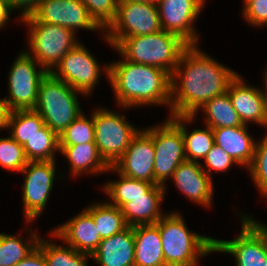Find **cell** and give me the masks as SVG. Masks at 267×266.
Returning a JSON list of instances; mask_svg holds the SVG:
<instances>
[{"label": "cell", "mask_w": 267, "mask_h": 266, "mask_svg": "<svg viewBox=\"0 0 267 266\" xmlns=\"http://www.w3.org/2000/svg\"><path fill=\"white\" fill-rule=\"evenodd\" d=\"M197 46L186 47L171 75L170 116H196L207 101L227 92L238 75Z\"/></svg>", "instance_id": "6da1fadb"}, {"label": "cell", "mask_w": 267, "mask_h": 266, "mask_svg": "<svg viewBox=\"0 0 267 266\" xmlns=\"http://www.w3.org/2000/svg\"><path fill=\"white\" fill-rule=\"evenodd\" d=\"M103 68L118 106L129 109L171 102V75L160 68L134 63L125 58Z\"/></svg>", "instance_id": "7a4b0ae2"}, {"label": "cell", "mask_w": 267, "mask_h": 266, "mask_svg": "<svg viewBox=\"0 0 267 266\" xmlns=\"http://www.w3.org/2000/svg\"><path fill=\"white\" fill-rule=\"evenodd\" d=\"M166 266H197L214 253V238L189 230L180 213L168 212L157 223Z\"/></svg>", "instance_id": "3957f363"}, {"label": "cell", "mask_w": 267, "mask_h": 266, "mask_svg": "<svg viewBox=\"0 0 267 266\" xmlns=\"http://www.w3.org/2000/svg\"><path fill=\"white\" fill-rule=\"evenodd\" d=\"M188 44L179 36L161 30L144 36L123 38L114 49L134 63L154 66L173 74Z\"/></svg>", "instance_id": "277c9868"}, {"label": "cell", "mask_w": 267, "mask_h": 266, "mask_svg": "<svg viewBox=\"0 0 267 266\" xmlns=\"http://www.w3.org/2000/svg\"><path fill=\"white\" fill-rule=\"evenodd\" d=\"M78 93L83 94L50 72L39 84L34 110L58 136L82 113Z\"/></svg>", "instance_id": "5b68a950"}, {"label": "cell", "mask_w": 267, "mask_h": 266, "mask_svg": "<svg viewBox=\"0 0 267 266\" xmlns=\"http://www.w3.org/2000/svg\"><path fill=\"white\" fill-rule=\"evenodd\" d=\"M20 22L29 26L27 52L47 72L54 70L60 60L80 41L76 33L67 27L39 22L32 14L20 17Z\"/></svg>", "instance_id": "8992f818"}, {"label": "cell", "mask_w": 267, "mask_h": 266, "mask_svg": "<svg viewBox=\"0 0 267 266\" xmlns=\"http://www.w3.org/2000/svg\"><path fill=\"white\" fill-rule=\"evenodd\" d=\"M93 122L99 154L109 166H113L139 129L128 122L125 115L101 106L93 111Z\"/></svg>", "instance_id": "52a82bcc"}, {"label": "cell", "mask_w": 267, "mask_h": 266, "mask_svg": "<svg viewBox=\"0 0 267 266\" xmlns=\"http://www.w3.org/2000/svg\"><path fill=\"white\" fill-rule=\"evenodd\" d=\"M161 30L157 5L119 0L116 17L102 36L114 48L125 37Z\"/></svg>", "instance_id": "ba28073f"}, {"label": "cell", "mask_w": 267, "mask_h": 266, "mask_svg": "<svg viewBox=\"0 0 267 266\" xmlns=\"http://www.w3.org/2000/svg\"><path fill=\"white\" fill-rule=\"evenodd\" d=\"M36 65L40 69L37 70ZM48 72L26 50L21 51L8 73V93L5 101L10 111L34 109L38 101L39 84Z\"/></svg>", "instance_id": "9c48e42d"}, {"label": "cell", "mask_w": 267, "mask_h": 266, "mask_svg": "<svg viewBox=\"0 0 267 266\" xmlns=\"http://www.w3.org/2000/svg\"><path fill=\"white\" fill-rule=\"evenodd\" d=\"M145 131L153 140L154 180L166 187V180L171 179L177 167L186 161L181 129L168 117L162 125L145 128Z\"/></svg>", "instance_id": "30bf717a"}, {"label": "cell", "mask_w": 267, "mask_h": 266, "mask_svg": "<svg viewBox=\"0 0 267 266\" xmlns=\"http://www.w3.org/2000/svg\"><path fill=\"white\" fill-rule=\"evenodd\" d=\"M240 218L241 231L237 238L214 239V252L231 254L236 266H267V236L247 214Z\"/></svg>", "instance_id": "8fae6325"}, {"label": "cell", "mask_w": 267, "mask_h": 266, "mask_svg": "<svg viewBox=\"0 0 267 266\" xmlns=\"http://www.w3.org/2000/svg\"><path fill=\"white\" fill-rule=\"evenodd\" d=\"M88 50L83 43H79L60 60L55 70L50 72L84 96L92 94L103 72L98 59Z\"/></svg>", "instance_id": "7c38bea8"}, {"label": "cell", "mask_w": 267, "mask_h": 266, "mask_svg": "<svg viewBox=\"0 0 267 266\" xmlns=\"http://www.w3.org/2000/svg\"><path fill=\"white\" fill-rule=\"evenodd\" d=\"M55 161L28 162L20 173L25 174L22 201L27 223L40 217L49 200L56 176Z\"/></svg>", "instance_id": "4fadbf2b"}, {"label": "cell", "mask_w": 267, "mask_h": 266, "mask_svg": "<svg viewBox=\"0 0 267 266\" xmlns=\"http://www.w3.org/2000/svg\"><path fill=\"white\" fill-rule=\"evenodd\" d=\"M206 0H159L158 14L162 30L179 36L188 45H198L194 25Z\"/></svg>", "instance_id": "5bb4252c"}, {"label": "cell", "mask_w": 267, "mask_h": 266, "mask_svg": "<svg viewBox=\"0 0 267 266\" xmlns=\"http://www.w3.org/2000/svg\"><path fill=\"white\" fill-rule=\"evenodd\" d=\"M155 151L152 137L143 129L132 138L124 154L108 171L159 185L154 180Z\"/></svg>", "instance_id": "9a60e30c"}, {"label": "cell", "mask_w": 267, "mask_h": 266, "mask_svg": "<svg viewBox=\"0 0 267 266\" xmlns=\"http://www.w3.org/2000/svg\"><path fill=\"white\" fill-rule=\"evenodd\" d=\"M31 14L39 22L67 27L76 34L78 29L104 33L80 0H40Z\"/></svg>", "instance_id": "2e32d148"}, {"label": "cell", "mask_w": 267, "mask_h": 266, "mask_svg": "<svg viewBox=\"0 0 267 266\" xmlns=\"http://www.w3.org/2000/svg\"><path fill=\"white\" fill-rule=\"evenodd\" d=\"M200 162L184 161L174 171L171 180L175 187L193 203L211 207L213 179L203 170Z\"/></svg>", "instance_id": "e0dca14e"}, {"label": "cell", "mask_w": 267, "mask_h": 266, "mask_svg": "<svg viewBox=\"0 0 267 266\" xmlns=\"http://www.w3.org/2000/svg\"><path fill=\"white\" fill-rule=\"evenodd\" d=\"M51 236L63 240L76 251L92 255L101 242L93 217L84 209L72 219L51 231Z\"/></svg>", "instance_id": "ac0fdd59"}, {"label": "cell", "mask_w": 267, "mask_h": 266, "mask_svg": "<svg viewBox=\"0 0 267 266\" xmlns=\"http://www.w3.org/2000/svg\"><path fill=\"white\" fill-rule=\"evenodd\" d=\"M227 93L244 125L254 122L265 127L264 99L260 88L245 84L238 73L230 82Z\"/></svg>", "instance_id": "d6986e66"}, {"label": "cell", "mask_w": 267, "mask_h": 266, "mask_svg": "<svg viewBox=\"0 0 267 266\" xmlns=\"http://www.w3.org/2000/svg\"><path fill=\"white\" fill-rule=\"evenodd\" d=\"M166 187L154 185L145 195L130 198L120 209L128 226L156 224L164 215L161 212Z\"/></svg>", "instance_id": "ffe728a7"}, {"label": "cell", "mask_w": 267, "mask_h": 266, "mask_svg": "<svg viewBox=\"0 0 267 266\" xmlns=\"http://www.w3.org/2000/svg\"><path fill=\"white\" fill-rule=\"evenodd\" d=\"M93 260L100 266H134L135 243L132 226L102 239Z\"/></svg>", "instance_id": "44dd1931"}, {"label": "cell", "mask_w": 267, "mask_h": 266, "mask_svg": "<svg viewBox=\"0 0 267 266\" xmlns=\"http://www.w3.org/2000/svg\"><path fill=\"white\" fill-rule=\"evenodd\" d=\"M248 125L214 128V143L225 150L240 166L249 168L255 153L256 143L250 136Z\"/></svg>", "instance_id": "7402d4cb"}, {"label": "cell", "mask_w": 267, "mask_h": 266, "mask_svg": "<svg viewBox=\"0 0 267 266\" xmlns=\"http://www.w3.org/2000/svg\"><path fill=\"white\" fill-rule=\"evenodd\" d=\"M134 266H166L159 227L156 224L133 226Z\"/></svg>", "instance_id": "603a6c76"}, {"label": "cell", "mask_w": 267, "mask_h": 266, "mask_svg": "<svg viewBox=\"0 0 267 266\" xmlns=\"http://www.w3.org/2000/svg\"><path fill=\"white\" fill-rule=\"evenodd\" d=\"M59 152L69 162L71 174L75 177L83 173L102 174L107 172L109 165L100 156L95 142L78 145H59Z\"/></svg>", "instance_id": "cb8c5ba5"}, {"label": "cell", "mask_w": 267, "mask_h": 266, "mask_svg": "<svg viewBox=\"0 0 267 266\" xmlns=\"http://www.w3.org/2000/svg\"><path fill=\"white\" fill-rule=\"evenodd\" d=\"M181 129L184 140V151L187 161L199 162V159H204L206 154L214 146L213 129L207 125L206 129H195L189 133L186 128L188 123H192L196 116L180 115L169 116ZM187 123V124H186ZM188 130V131H187Z\"/></svg>", "instance_id": "d4e9b609"}, {"label": "cell", "mask_w": 267, "mask_h": 266, "mask_svg": "<svg viewBox=\"0 0 267 266\" xmlns=\"http://www.w3.org/2000/svg\"><path fill=\"white\" fill-rule=\"evenodd\" d=\"M27 231L31 234L29 240L24 241L21 235L0 233V266H16L35 250L40 240L39 234L28 228Z\"/></svg>", "instance_id": "484cf974"}, {"label": "cell", "mask_w": 267, "mask_h": 266, "mask_svg": "<svg viewBox=\"0 0 267 266\" xmlns=\"http://www.w3.org/2000/svg\"><path fill=\"white\" fill-rule=\"evenodd\" d=\"M87 207L84 209L93 217L101 239L113 236L128 227L121 209L109 202H96Z\"/></svg>", "instance_id": "4316f807"}, {"label": "cell", "mask_w": 267, "mask_h": 266, "mask_svg": "<svg viewBox=\"0 0 267 266\" xmlns=\"http://www.w3.org/2000/svg\"><path fill=\"white\" fill-rule=\"evenodd\" d=\"M201 109L204 112L203 114H206L205 125L212 129L243 125L227 92L207 101Z\"/></svg>", "instance_id": "83f0119b"}, {"label": "cell", "mask_w": 267, "mask_h": 266, "mask_svg": "<svg viewBox=\"0 0 267 266\" xmlns=\"http://www.w3.org/2000/svg\"><path fill=\"white\" fill-rule=\"evenodd\" d=\"M44 125L41 115L34 109L13 110L9 113L6 129H9V135L23 146Z\"/></svg>", "instance_id": "f1b7e54d"}, {"label": "cell", "mask_w": 267, "mask_h": 266, "mask_svg": "<svg viewBox=\"0 0 267 266\" xmlns=\"http://www.w3.org/2000/svg\"><path fill=\"white\" fill-rule=\"evenodd\" d=\"M28 162L56 161V151L59 152V137L47 125H44L28 142L23 145Z\"/></svg>", "instance_id": "f546056e"}, {"label": "cell", "mask_w": 267, "mask_h": 266, "mask_svg": "<svg viewBox=\"0 0 267 266\" xmlns=\"http://www.w3.org/2000/svg\"><path fill=\"white\" fill-rule=\"evenodd\" d=\"M119 180L106 182L103 191L108 194L111 205L121 208L132 196L145 195L155 184L126 177L120 173Z\"/></svg>", "instance_id": "4dcf8cb0"}, {"label": "cell", "mask_w": 267, "mask_h": 266, "mask_svg": "<svg viewBox=\"0 0 267 266\" xmlns=\"http://www.w3.org/2000/svg\"><path fill=\"white\" fill-rule=\"evenodd\" d=\"M38 247L42 250L48 266H88L92 255L76 251L67 245H58L49 240H39ZM89 258V259H88Z\"/></svg>", "instance_id": "1f68e13d"}, {"label": "cell", "mask_w": 267, "mask_h": 266, "mask_svg": "<svg viewBox=\"0 0 267 266\" xmlns=\"http://www.w3.org/2000/svg\"><path fill=\"white\" fill-rule=\"evenodd\" d=\"M88 119L81 113L58 137L59 145H78L95 142L93 112Z\"/></svg>", "instance_id": "d6a6232c"}, {"label": "cell", "mask_w": 267, "mask_h": 266, "mask_svg": "<svg viewBox=\"0 0 267 266\" xmlns=\"http://www.w3.org/2000/svg\"><path fill=\"white\" fill-rule=\"evenodd\" d=\"M248 171L258 192L267 199V133L256 143L254 159Z\"/></svg>", "instance_id": "836d02e7"}, {"label": "cell", "mask_w": 267, "mask_h": 266, "mask_svg": "<svg viewBox=\"0 0 267 266\" xmlns=\"http://www.w3.org/2000/svg\"><path fill=\"white\" fill-rule=\"evenodd\" d=\"M28 160L22 145L11 136L0 138V166L14 172H21Z\"/></svg>", "instance_id": "e575fe53"}, {"label": "cell", "mask_w": 267, "mask_h": 266, "mask_svg": "<svg viewBox=\"0 0 267 266\" xmlns=\"http://www.w3.org/2000/svg\"><path fill=\"white\" fill-rule=\"evenodd\" d=\"M91 17L105 31L117 14L119 0H80Z\"/></svg>", "instance_id": "d590c367"}, {"label": "cell", "mask_w": 267, "mask_h": 266, "mask_svg": "<svg viewBox=\"0 0 267 266\" xmlns=\"http://www.w3.org/2000/svg\"><path fill=\"white\" fill-rule=\"evenodd\" d=\"M203 160L205 165L201 166L211 178V170L216 173L227 172L233 164H238L225 150L216 144H214Z\"/></svg>", "instance_id": "8d00e7d4"}, {"label": "cell", "mask_w": 267, "mask_h": 266, "mask_svg": "<svg viewBox=\"0 0 267 266\" xmlns=\"http://www.w3.org/2000/svg\"><path fill=\"white\" fill-rule=\"evenodd\" d=\"M243 18L251 26H267V0H252L243 6Z\"/></svg>", "instance_id": "74e56055"}, {"label": "cell", "mask_w": 267, "mask_h": 266, "mask_svg": "<svg viewBox=\"0 0 267 266\" xmlns=\"http://www.w3.org/2000/svg\"><path fill=\"white\" fill-rule=\"evenodd\" d=\"M10 6L16 11L21 9V16L31 14L39 5L40 0H8Z\"/></svg>", "instance_id": "f35d334b"}, {"label": "cell", "mask_w": 267, "mask_h": 266, "mask_svg": "<svg viewBox=\"0 0 267 266\" xmlns=\"http://www.w3.org/2000/svg\"><path fill=\"white\" fill-rule=\"evenodd\" d=\"M16 266H48L42 250L37 246L26 258Z\"/></svg>", "instance_id": "ab89813d"}, {"label": "cell", "mask_w": 267, "mask_h": 266, "mask_svg": "<svg viewBox=\"0 0 267 266\" xmlns=\"http://www.w3.org/2000/svg\"><path fill=\"white\" fill-rule=\"evenodd\" d=\"M13 10L8 0H0V29L4 28L10 20L9 16Z\"/></svg>", "instance_id": "60d3db41"}, {"label": "cell", "mask_w": 267, "mask_h": 266, "mask_svg": "<svg viewBox=\"0 0 267 266\" xmlns=\"http://www.w3.org/2000/svg\"><path fill=\"white\" fill-rule=\"evenodd\" d=\"M9 113L10 110L7 106L5 99H0V129L7 128Z\"/></svg>", "instance_id": "b9f144b4"}, {"label": "cell", "mask_w": 267, "mask_h": 266, "mask_svg": "<svg viewBox=\"0 0 267 266\" xmlns=\"http://www.w3.org/2000/svg\"><path fill=\"white\" fill-rule=\"evenodd\" d=\"M264 87L262 91L263 94V99H264V110H265V128H267V69L265 70V74H264Z\"/></svg>", "instance_id": "7bdbcfd3"}, {"label": "cell", "mask_w": 267, "mask_h": 266, "mask_svg": "<svg viewBox=\"0 0 267 266\" xmlns=\"http://www.w3.org/2000/svg\"><path fill=\"white\" fill-rule=\"evenodd\" d=\"M262 231L263 233L267 236V224H260V221H257L254 219L251 215H247Z\"/></svg>", "instance_id": "ee69618b"}, {"label": "cell", "mask_w": 267, "mask_h": 266, "mask_svg": "<svg viewBox=\"0 0 267 266\" xmlns=\"http://www.w3.org/2000/svg\"><path fill=\"white\" fill-rule=\"evenodd\" d=\"M124 1L141 2V3H146V4H155V5H157L159 0H124Z\"/></svg>", "instance_id": "f6af8a7d"}, {"label": "cell", "mask_w": 267, "mask_h": 266, "mask_svg": "<svg viewBox=\"0 0 267 266\" xmlns=\"http://www.w3.org/2000/svg\"><path fill=\"white\" fill-rule=\"evenodd\" d=\"M250 1H252V0H244L243 2H245V3H243V4L246 5Z\"/></svg>", "instance_id": "bcb514c9"}]
</instances>
